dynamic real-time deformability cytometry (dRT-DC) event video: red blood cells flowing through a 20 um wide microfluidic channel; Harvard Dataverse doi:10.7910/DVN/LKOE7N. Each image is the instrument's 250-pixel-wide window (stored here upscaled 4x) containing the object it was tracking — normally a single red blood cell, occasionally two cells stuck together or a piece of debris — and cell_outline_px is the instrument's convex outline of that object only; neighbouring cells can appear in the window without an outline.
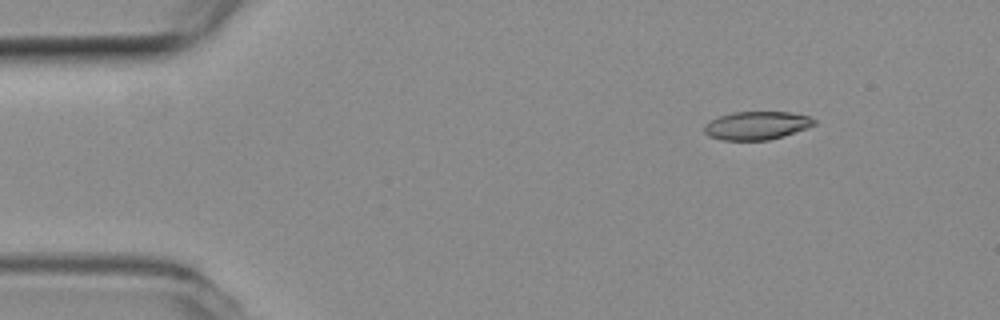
{"species": "common noctule bat (a hibernating species)", "species_latin": "Nyctalus noctula", "temperature_condition": "room temperature", "stored_images_in_passage": 2, "camera_frame_rate_fps": 3000, "um_per_image_px": 0.085, "animal": {"sex": "female", "body_mass_g": 19.3, "forearm_length_mm": 54.1}, "frame": {"image": 1, "passage_image": 2, "time_ms": 0.333, "image_size_px": [1000, 320], "cell_outline_px": [[816, 124], [808, 128], [784, 136], [768, 140], [720, 140], [708, 136], [704, 132], [704, 124], [720, 116], [732, 112], [788, 112], [808, 116], [816, 120]], "centroid_in_image_um": [64.32, 10.67], "position_along_channel_um": 20.7, "area_um2": 18.15}}